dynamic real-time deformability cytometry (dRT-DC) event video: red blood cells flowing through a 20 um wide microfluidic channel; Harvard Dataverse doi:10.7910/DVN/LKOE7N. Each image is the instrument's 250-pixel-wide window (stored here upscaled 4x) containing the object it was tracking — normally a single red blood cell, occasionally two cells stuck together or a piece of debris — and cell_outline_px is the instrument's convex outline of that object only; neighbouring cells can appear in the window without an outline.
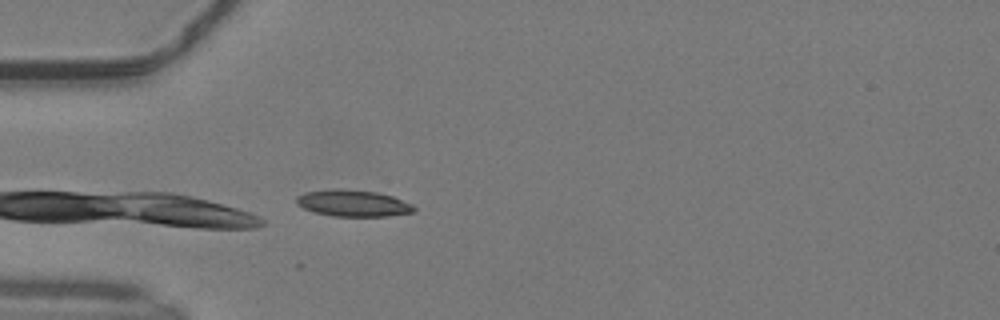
{"species": "common noctule bat (a hibernating species)", "species_latin": "Nyctalus noctula", "temperature_condition": "warm", "stored_images_in_passage": 11, "camera_frame_rate_fps": 3000, "um_per_image_px": 0.085, "animal": {"sex": "male", "body_mass_g": 19.2, "forearm_length_mm": 51.8}, "frame": {"image": 1, "passage_image": 1, "time_ms": 0.0, "image_size_px": [1000, 320], "cell_outline_px": [[416, 208], [412, 212], [388, 216], [332, 216], [316, 212], [304, 208], [296, 204], [296, 196], [304, 192], [340, 188], [376, 192], [392, 196], [412, 204]], "centroid_in_image_um": [29.99, 17.27], "position_along_channel_um": 55.0, "area_um2": 18.09}}